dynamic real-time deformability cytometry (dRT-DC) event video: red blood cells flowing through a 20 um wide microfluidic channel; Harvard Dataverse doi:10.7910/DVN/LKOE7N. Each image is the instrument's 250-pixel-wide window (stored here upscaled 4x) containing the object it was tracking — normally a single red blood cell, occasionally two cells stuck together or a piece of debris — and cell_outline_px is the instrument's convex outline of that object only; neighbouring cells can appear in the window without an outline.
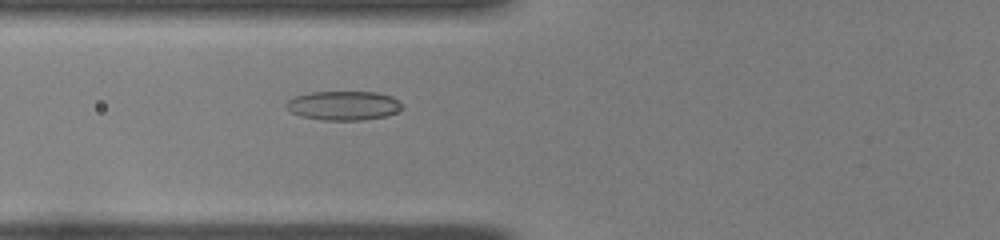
{"species": "common noctule bat (a hibernating species)", "species_latin": "Nyctalus noctula", "temperature_condition": "room temperature", "stored_images_in_passage": 43, "camera_frame_rate_fps": 3000, "um_per_image_px": 0.085, "animal": {"sex": "female", "body_mass_g": 22.0, "forearm_length_mm": 56.7}, "frame": {"image": 1, "passage_image": 14, "time_ms": 4.333, "image_size_px": [1000, 240], "cell_outline_px": [[404, 108], [388, 116], [364, 120], [324, 120], [300, 116], [292, 112], [284, 104], [288, 100], [296, 96], [312, 92], [376, 92], [392, 96], [400, 100], [404, 104]], "centroid_in_image_um": [29.27, 8.97], "position_along_channel_um": 96.5, "area_um2": 19.88}}
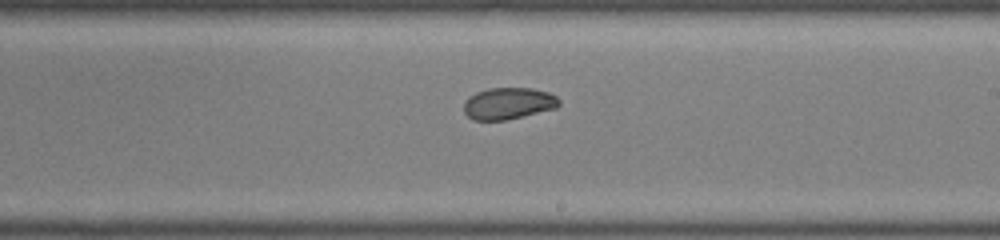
{"frame": {"image": 2, "passage_image": 25, "time_ms": 8.0, "image_size_px": [1000, 240], "cell_outline_px": [[560, 104], [556, 108], [504, 120], [472, 120], [464, 112], [464, 104], [468, 96], [476, 92], [488, 88], [532, 88], [548, 92], [556, 96], [560, 100]], "centroid_in_image_um": [43.2, 8.78], "position_along_channel_um": 245.8, "area_um2": 17.57}}
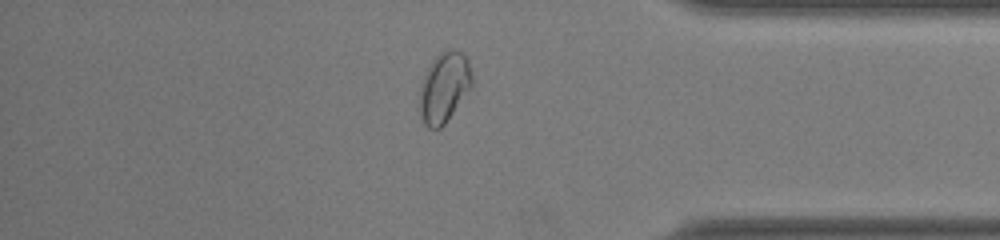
{"frame": {"image": 3, "passage_image": 37, "time_ms": 12.0, "image_size_px": [1000, 240], "cell_outline_px": [[472, 88], [444, 124], [440, 128], [428, 128], [424, 124], [416, 108], [416, 100], [420, 84], [432, 60], [440, 52], [448, 48], [460, 52], [468, 60], [472, 72]], "centroid_in_image_um": [37.7, 7.45], "position_along_channel_um": 397.5, "area_um2": 22.02}, "authors_computed_cell_mechanics": {"area_um2": 19.3052, "velocity_mm_per_s": 4.0828, "shape_relaxation_time_tau1_ms": 3.451, "shape_relaxation_time_tau2_ms": 2.2626, "deformation_change_tau1": 0.116, "deformation_change_tau2": 0.0502}}